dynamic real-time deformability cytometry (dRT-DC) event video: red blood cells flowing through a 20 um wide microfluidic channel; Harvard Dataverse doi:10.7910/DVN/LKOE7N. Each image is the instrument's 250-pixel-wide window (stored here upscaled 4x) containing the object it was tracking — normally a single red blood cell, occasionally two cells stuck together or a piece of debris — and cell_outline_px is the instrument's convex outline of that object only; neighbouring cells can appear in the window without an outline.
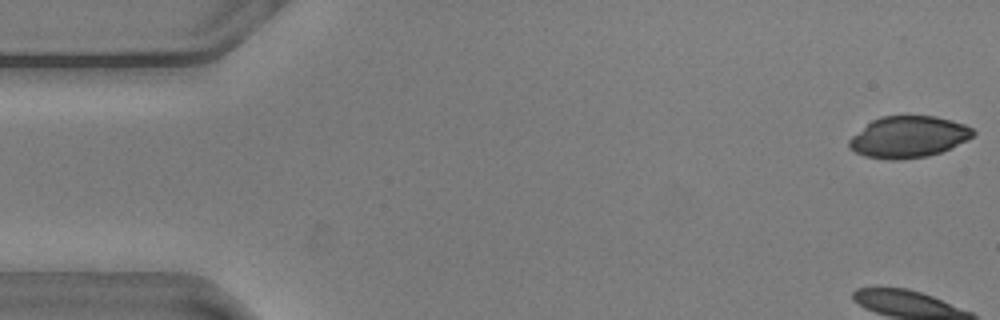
{"species": "common noctule bat (a hibernating species)", "species_latin": "Nyctalus noctula", "temperature_condition": "warm", "stored_images_in_passage": 12, "camera_frame_rate_fps": 3000, "um_per_image_px": 0.085, "animal": {"sex": "male", "body_mass_g": 20.5, "forearm_length_mm": 52.5}, "frame": {"image": 1, "passage_image": 1, "time_ms": 0.0, "image_size_px": [1000, 320], "cell_outline_px": [[976, 132], [968, 140], [952, 148], [928, 156], [900, 160], [888, 160], [864, 156], [848, 148], [848, 140], [852, 136], [872, 120], [880, 116], [936, 116], [952, 120], [964, 124], [972, 128]], "centroid_in_image_um": [77.22, 11.65], "position_along_channel_um": 7.8, "area_um2": 30.17}}